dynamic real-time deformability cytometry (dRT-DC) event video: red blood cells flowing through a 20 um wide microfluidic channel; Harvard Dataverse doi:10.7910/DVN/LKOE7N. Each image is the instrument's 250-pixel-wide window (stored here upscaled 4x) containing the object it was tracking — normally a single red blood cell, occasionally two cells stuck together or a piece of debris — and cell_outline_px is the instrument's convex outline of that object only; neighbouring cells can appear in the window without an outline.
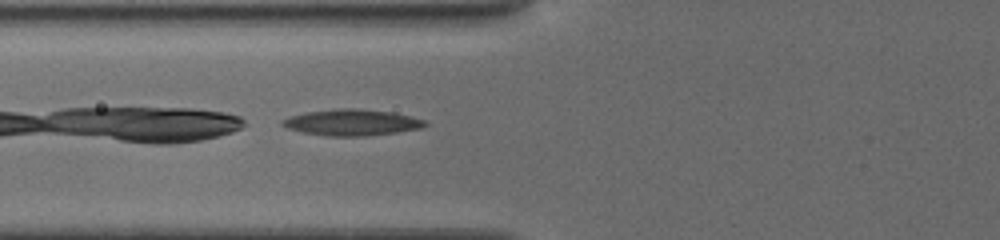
{"species": "common noctule bat (a hibernating species)", "species_latin": "Nyctalus noctula", "temperature_condition": "cold", "stored_images_in_passage": 8, "camera_frame_rate_fps": 3000, "um_per_image_px": 0.085, "animal": {"sex": "female", "body_mass_g": 19.5, "forearm_length_mm": 54.1}, "frame": {"image": 1, "passage_image": 8, "time_ms": 5.667, "image_size_px": [1000, 240], "cell_outline_px": [[428, 124], [420, 128], [396, 132], [364, 136], [328, 136], [304, 132], [288, 128], [280, 124], [280, 120], [288, 116], [304, 112], [336, 108], [360, 108], [392, 112], [424, 120]], "centroid_in_image_um": [29.84, 10.39], "position_along_channel_um": 96.0, "area_um2": 21.79}}